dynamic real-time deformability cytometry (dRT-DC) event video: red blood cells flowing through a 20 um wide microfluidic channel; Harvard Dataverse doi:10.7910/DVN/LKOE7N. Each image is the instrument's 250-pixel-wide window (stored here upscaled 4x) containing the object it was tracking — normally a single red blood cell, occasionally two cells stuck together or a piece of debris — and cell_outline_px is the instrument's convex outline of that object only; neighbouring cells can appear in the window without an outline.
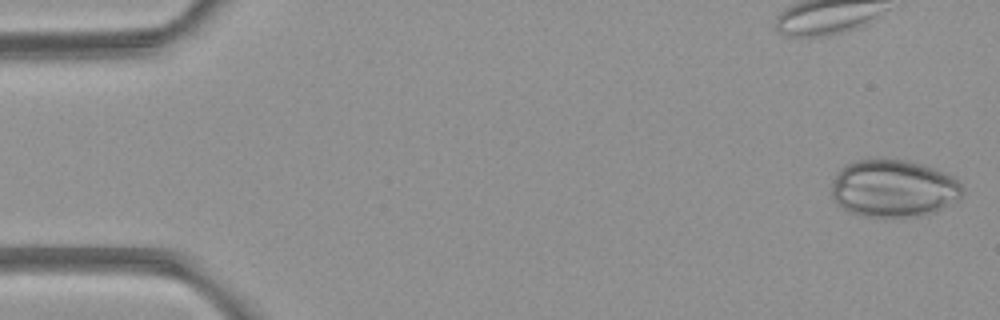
{"species": "common noctule bat (a hibernating species)", "species_latin": "Nyctalus noctula", "temperature_condition": "room temperature", "stored_images_in_passage": 5, "camera_frame_rate_fps": 3000, "um_per_image_px": 0.085, "animal": {"sex": "female", "body_mass_g": 21.9}, "frame": {"image": 1, "passage_image": 1, "time_ms": 0.0, "image_size_px": [1000, 320], "cell_outline_px": [[964, 192], [960, 196], [936, 212], [920, 216], [864, 216], [848, 212], [836, 204], [832, 196], [832, 184], [840, 168], [848, 164], [860, 160], [904, 160], [920, 164], [956, 176], [960, 180], [964, 188]], "centroid_in_image_um": [75.97, 16.03], "position_along_channel_um": 9.0, "area_um2": 43.58}}